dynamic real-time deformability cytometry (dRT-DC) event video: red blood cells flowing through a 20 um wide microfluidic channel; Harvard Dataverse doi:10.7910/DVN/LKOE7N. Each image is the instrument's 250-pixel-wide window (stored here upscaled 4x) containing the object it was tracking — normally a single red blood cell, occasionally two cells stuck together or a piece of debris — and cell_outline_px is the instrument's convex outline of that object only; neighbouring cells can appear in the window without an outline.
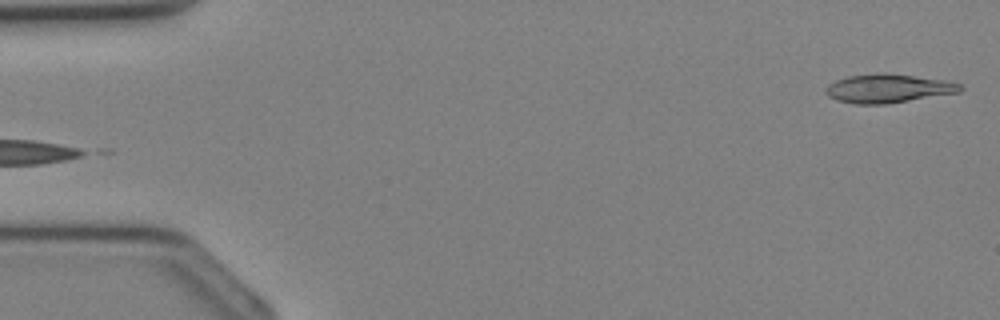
{"species": "Egyptian fruit bat (a non-hibernating species)", "species_latin": "Rousettus aegyptiacus", "temperature_condition": "cold", "stored_images_in_passage": 35, "camera_frame_rate_fps": 3000, "um_per_image_px": 0.085, "animal": {"sex": "female"}, "frame": {"image": 1, "passage_image": 1, "time_ms": 0.0, "image_size_px": [1000, 320], "cell_outline_px": [[964, 88], [960, 92], [884, 104], [856, 104], [836, 100], [828, 96], [824, 92], [824, 88], [828, 84], [836, 80], [848, 76], [876, 72], [912, 76], [944, 80], [960, 84]], "centroid_in_image_um": [75.43, 7.52], "position_along_channel_um": 9.6, "area_um2": 22.37}}
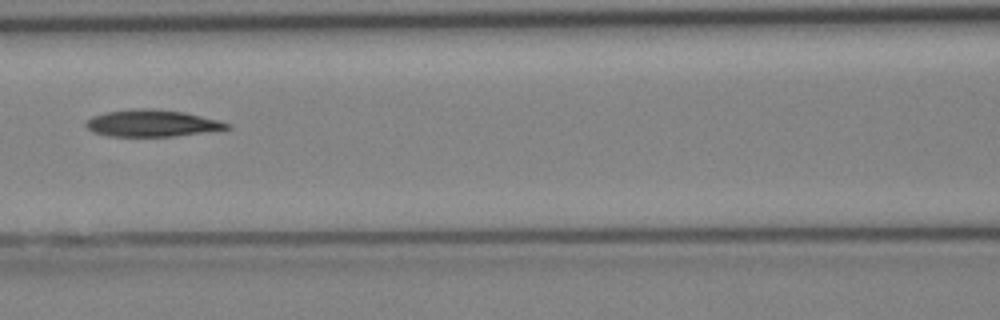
{"frame": {"image": 2, "passage_image": 16, "time_ms": 5.0, "image_size_px": [1000, 320], "cell_outline_px": [[232, 128], [176, 136], [108, 136], [92, 132], [84, 124], [92, 116], [108, 112], [152, 108], [184, 112], [216, 120], [228, 124]], "centroid_in_image_um": [12.89, 10.49], "position_along_channel_um": 153.7, "area_um2": 21.56}}
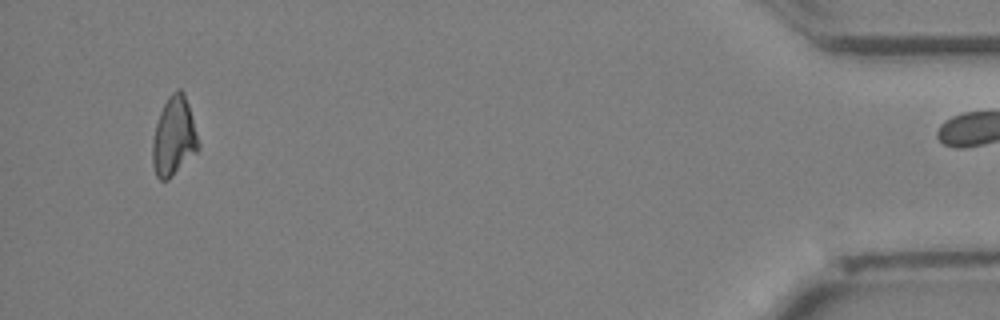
{"frame": {"image": 3, "passage_image": 34, "time_ms": 11.0, "image_size_px": [1000, 320], "cell_outline_px": [[200, 148], [168, 180], [160, 180], [156, 176], [152, 164], [152, 140], [156, 124], [160, 112], [168, 96], [176, 88], [180, 88], [184, 92], [188, 104], [200, 144]], "centroid_in_image_um": [14.77, 11.6], "position_along_channel_um": 420.4, "area_um2": 21.1}}